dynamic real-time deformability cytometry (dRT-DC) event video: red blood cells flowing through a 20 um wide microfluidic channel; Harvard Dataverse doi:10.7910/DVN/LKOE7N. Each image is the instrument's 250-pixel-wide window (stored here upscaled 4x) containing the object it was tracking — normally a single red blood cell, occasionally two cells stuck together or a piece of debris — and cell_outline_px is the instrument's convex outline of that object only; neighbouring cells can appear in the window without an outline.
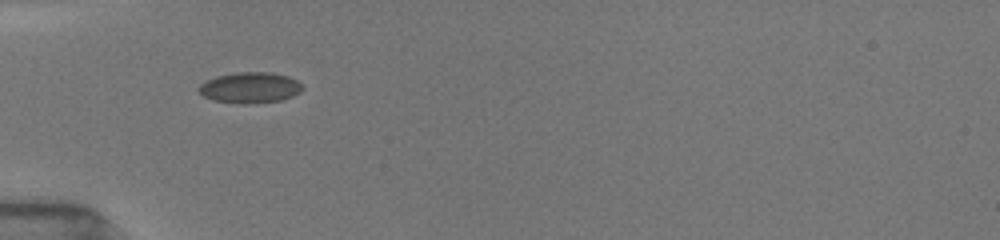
{"species": "common noctule bat (a hibernating species)", "species_latin": "Nyctalus noctula", "temperature_condition": "room temperature", "stored_images_in_passage": 8, "camera_frame_rate_fps": 3000, "um_per_image_px": 0.085, "animal": {"sex": "female", "body_mass_g": 19.5, "forearm_length_mm": 54.1}, "frame": {"image": 1, "passage_image": 1, "time_ms": 0.0, "image_size_px": [1000, 240], "cell_outline_px": [[304, 88], [300, 92], [292, 96], [280, 100], [248, 104], [244, 104], [212, 100], [204, 96], [196, 88], [200, 84], [216, 76], [236, 72], [272, 72], [288, 76], [296, 80]], "centroid_in_image_um": [21.24, 7.44], "position_along_channel_um": 63.8, "area_um2": 18.61}}
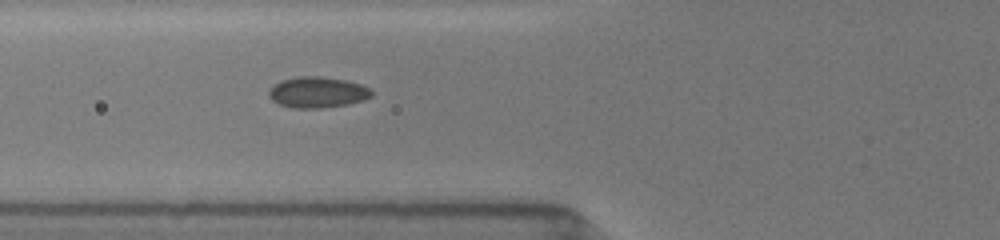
{"frame": {"image": 2, "passage_image": 5, "time_ms": 1.0, "image_size_px": [1000, 240], "cell_outline_px": [[372, 96], [364, 100], [348, 104], [320, 108], [292, 108], [280, 104], [272, 100], [268, 96], [268, 92], [280, 80], [300, 76], [320, 76], [348, 80], [372, 88]], "centroid_in_image_um": [27.02, 7.84], "position_along_channel_um": 98.8, "area_um2": 18.61}}